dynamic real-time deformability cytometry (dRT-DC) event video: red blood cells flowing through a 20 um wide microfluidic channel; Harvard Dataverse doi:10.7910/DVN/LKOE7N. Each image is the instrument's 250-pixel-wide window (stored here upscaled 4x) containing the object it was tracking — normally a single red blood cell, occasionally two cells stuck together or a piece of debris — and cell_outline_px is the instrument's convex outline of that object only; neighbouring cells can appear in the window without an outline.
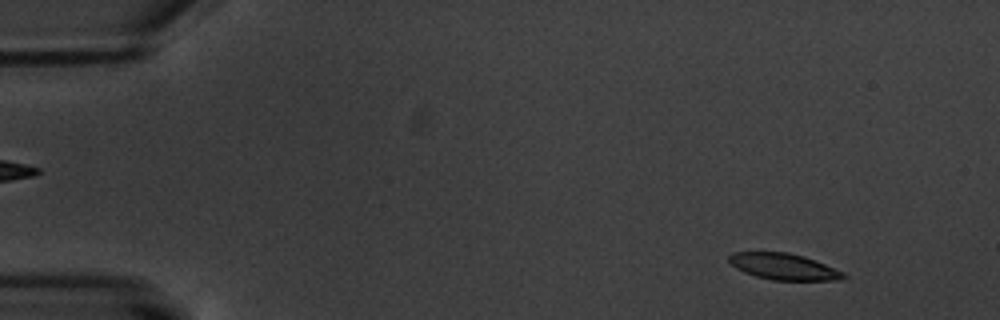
{"species": "common noctule bat (a hibernating species)", "species_latin": "Nyctalus noctula", "temperature_condition": "warm", "stored_images_in_passage": 4, "camera_frame_rate_fps": 3000, "um_per_image_px": 0.085, "animal": {"sex": "male", "body_mass_g": 20.1, "forearm_length_mm": 53.5}, "frame": {"image": 1, "passage_image": 1, "time_ms": 0.0, "image_size_px": [1000, 320], "cell_outline_px": [[848, 276], [840, 280], [772, 280], [756, 276], [744, 272], [736, 268], [728, 260], [728, 256], [732, 252], [788, 252], [804, 256], [844, 272]], "centroid_in_image_um": [66.61, 22.66], "position_along_channel_um": 18.4, "area_um2": 17.51}}